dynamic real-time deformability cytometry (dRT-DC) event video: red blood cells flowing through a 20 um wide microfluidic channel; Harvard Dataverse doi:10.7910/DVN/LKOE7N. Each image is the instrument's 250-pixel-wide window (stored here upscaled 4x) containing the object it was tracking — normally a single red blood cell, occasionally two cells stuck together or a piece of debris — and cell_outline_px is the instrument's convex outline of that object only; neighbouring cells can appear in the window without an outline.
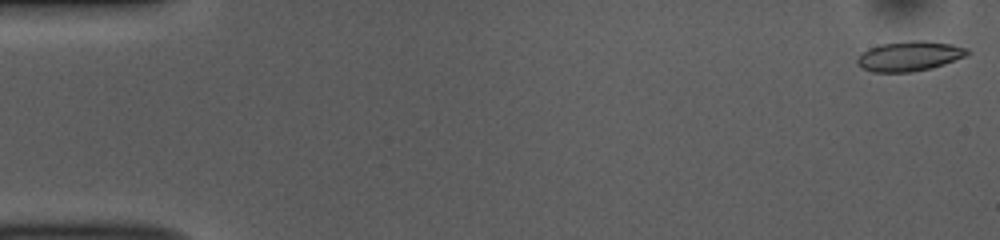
{"species": "common noctule bat (a hibernating species)", "species_latin": "Nyctalus noctula", "temperature_condition": "room temperature", "stored_images_in_passage": 52, "camera_frame_rate_fps": 3000, "um_per_image_px": 0.085, "animal": {"sex": "female", "body_mass_g": 10.0, "forearm_length_mm": 53.1}, "frame": {"image": 1, "passage_image": 1, "time_ms": 0.0, "image_size_px": [1000, 240], "cell_outline_px": [[972, 52], [964, 56], [944, 64], [932, 68], [912, 72], [872, 72], [864, 68], [856, 60], [868, 48], [880, 44], [912, 40], [924, 40], [952, 44], [968, 48]], "centroid_in_image_um": [77.35, 4.76], "position_along_channel_um": 7.7, "area_um2": 19.07}}
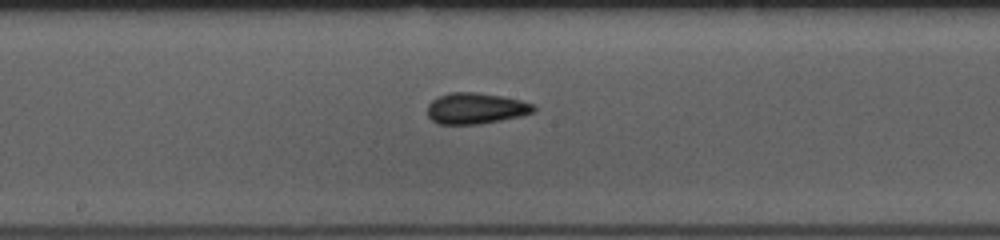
{"frame": {"image": 2, "passage_image": 27, "time_ms": 8.667, "image_size_px": [1000, 240], "cell_outline_px": [[536, 108], [532, 112], [520, 116], [480, 124], [436, 124], [428, 116], [428, 104], [432, 100], [440, 96], [452, 92], [476, 92], [500, 96], [520, 100], [532, 104]], "centroid_in_image_um": [40.4, 9.22], "position_along_channel_um": 207.8, "area_um2": 19.02}}
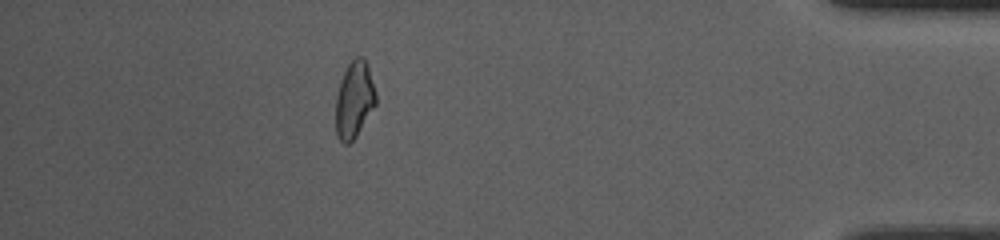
{"frame": {"image": 3, "passage_image": 46, "time_ms": 15.0, "image_size_px": [1000, 240], "cell_outline_px": [[376, 104], [356, 136], [348, 144], [344, 144], [336, 136], [336, 96], [344, 72], [348, 64], [356, 56], [364, 56], [376, 92]], "centroid_in_image_um": [30.11, 8.48], "position_along_channel_um": 405.1, "area_um2": 17.74}, "authors_computed_cell_mechanics": {"area_um2": 18.6405, "velocity_mm_per_s": 3.8607, "shape_relaxation_time_tau1_ms": 6.8749, "shape_relaxation_time_tau2_ms": 3.6475, "deformation_change_tau1": 0.1318, "deformation_change_tau2": 0.0802}}